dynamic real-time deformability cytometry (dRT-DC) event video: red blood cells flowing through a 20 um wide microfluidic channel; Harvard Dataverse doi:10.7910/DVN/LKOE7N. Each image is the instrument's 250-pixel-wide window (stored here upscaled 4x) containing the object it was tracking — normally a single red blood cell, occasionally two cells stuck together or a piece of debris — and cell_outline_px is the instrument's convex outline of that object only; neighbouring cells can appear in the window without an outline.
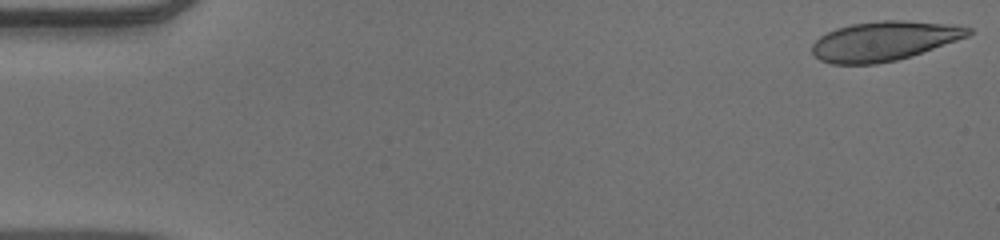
{"species": "human", "species_latin": "Homo sapiens", "temperature_condition": "warm", "stored_images_in_passage": 52, "camera_frame_rate_fps": 3000, "um_per_image_px": 0.085, "donor": {"sex": "male"}, "frame": {"image": 1, "passage_image": 1, "time_ms": 0.0, "image_size_px": [1000, 240], "cell_outline_px": [[972, 32], [968, 36], [896, 60], [876, 64], [832, 64], [820, 60], [812, 52], [812, 44], [820, 36], [836, 28], [852, 24], [880, 20], [904, 20], [944, 24], [972, 28]], "centroid_in_image_um": [75.08, 3.48], "position_along_channel_um": 9.9, "area_um2": 35.32}}
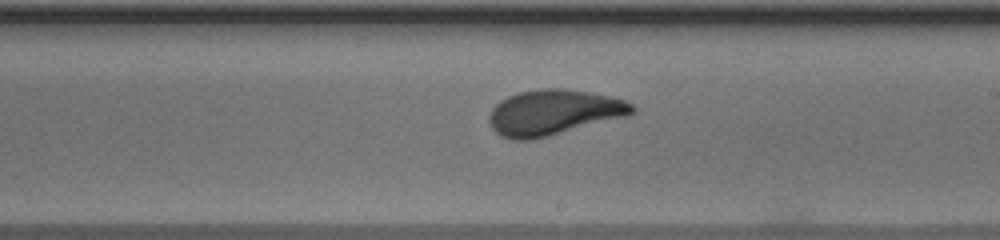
{"frame": {"image": 2, "passage_image": 30, "time_ms": 9.667, "image_size_px": [1000, 240], "cell_outline_px": [[636, 112], [628, 116], [532, 140], [512, 140], [500, 136], [492, 128], [488, 120], [488, 116], [492, 108], [500, 100], [508, 96], [520, 92], [544, 88], [564, 88], [588, 92], [608, 96], [624, 100], [632, 104], [636, 108]], "centroid_in_image_um": [47.04, 9.56], "position_along_channel_um": 242.0, "area_um2": 37.92}}
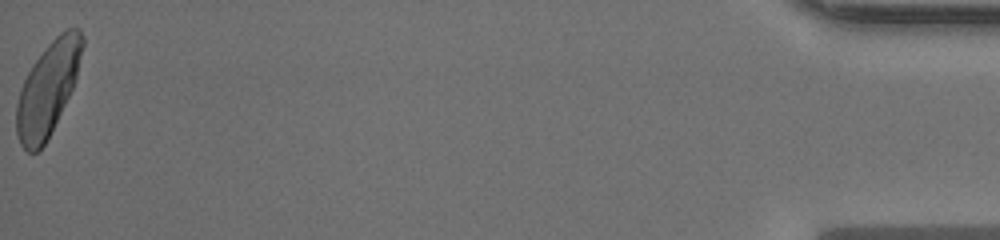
{"frame": {"image": 3, "passage_image": 52, "time_ms": 17.0, "image_size_px": [1000, 240], "cell_outline_px": [[84, 44], [76, 80], [44, 144], [36, 152], [28, 152], [20, 144], [16, 132], [16, 104], [20, 88], [32, 64], [48, 44], [60, 32], [68, 28], [80, 28], [84, 36]], "centroid_in_image_um": [4.06, 7.49], "position_along_channel_um": 431.1, "area_um2": 35.37}, "authors_computed_cell_mechanics": {"area_um2": 36.7608, "velocity_mm_per_s": 3.9207, "shape_relaxation_time_tau1_ms": 4.3076, "shape_relaxation_time_tau2_ms": null, "deformation_change_tau1": 0.1754, "deformation_change_tau2": null}}